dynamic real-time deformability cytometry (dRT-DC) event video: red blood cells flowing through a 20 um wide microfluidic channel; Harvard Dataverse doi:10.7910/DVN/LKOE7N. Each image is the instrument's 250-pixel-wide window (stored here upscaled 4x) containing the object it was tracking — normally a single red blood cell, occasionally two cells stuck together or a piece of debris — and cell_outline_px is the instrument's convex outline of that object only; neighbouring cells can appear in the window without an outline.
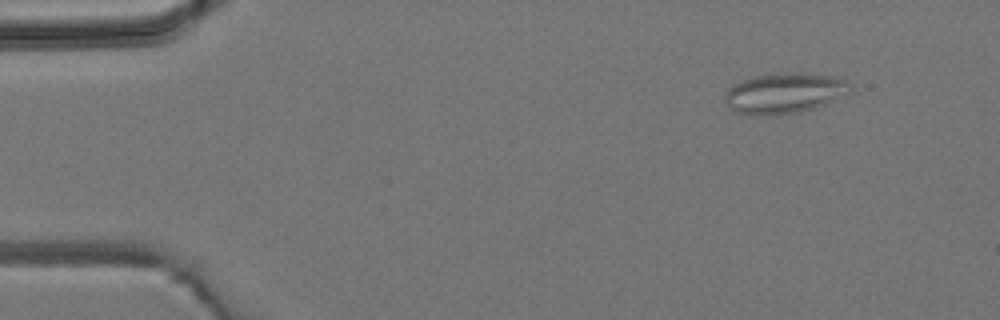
{"species": "common noctule bat (a hibernating species)", "species_latin": "Nyctalus noctula", "temperature_condition": "room temperature", "stored_images_in_passage": 4, "camera_frame_rate_fps": 3000, "um_per_image_px": 0.085, "animal": {"sex": "male", "body_mass_g": 19.2, "forearm_length_mm": 51.8}, "frame": {"image": 1, "passage_image": 2, "time_ms": 1.333, "image_size_px": [1000, 320], "cell_outline_px": [[852, 92], [824, 104], [812, 108], [796, 112], [776, 116], [748, 116], [732, 112], [728, 108], [724, 100], [724, 96], [728, 88], [732, 84], [752, 76], [776, 72], [812, 72], [832, 76], [848, 80], [852, 84]], "centroid_in_image_um": [66.64, 7.91], "position_along_channel_um": 18.4, "area_um2": 30.69}}